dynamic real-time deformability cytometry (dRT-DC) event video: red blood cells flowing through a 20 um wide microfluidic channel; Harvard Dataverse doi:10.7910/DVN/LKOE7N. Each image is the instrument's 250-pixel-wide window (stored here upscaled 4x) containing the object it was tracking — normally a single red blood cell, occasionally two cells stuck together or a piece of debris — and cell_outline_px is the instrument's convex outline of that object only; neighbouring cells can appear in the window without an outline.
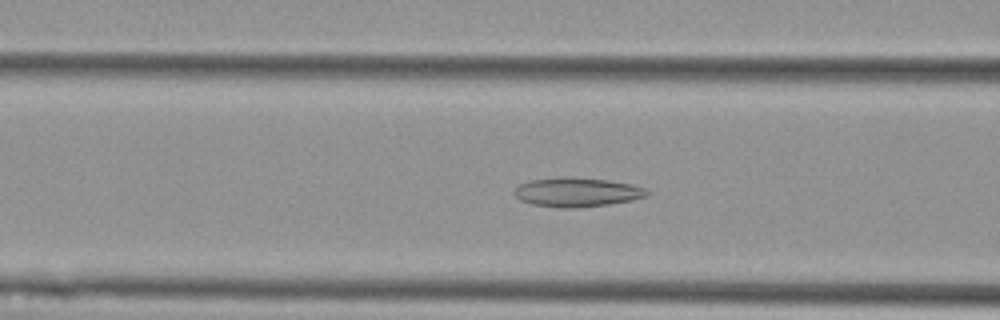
{"species": "Egyptian fruit bat (a non-hibernating species)", "species_latin": "Rousettus aegyptiacus", "temperature_condition": "cold", "stored_images_in_passage": 48, "camera_frame_rate_fps": 3000, "um_per_image_px": 0.085, "animal": {"sex": "female"}, "frame": {"image": 1, "passage_image": 21, "time_ms": 6.667, "image_size_px": [1000, 320], "cell_outline_px": [[648, 196], [632, 200], [608, 204], [576, 208], [564, 208], [532, 204], [520, 200], [512, 192], [520, 184], [532, 180], [608, 180], [632, 184], [644, 188], [648, 192]], "centroid_in_image_um": [49.08, 16.39], "position_along_channel_um": 117.5, "area_um2": 21.39}}
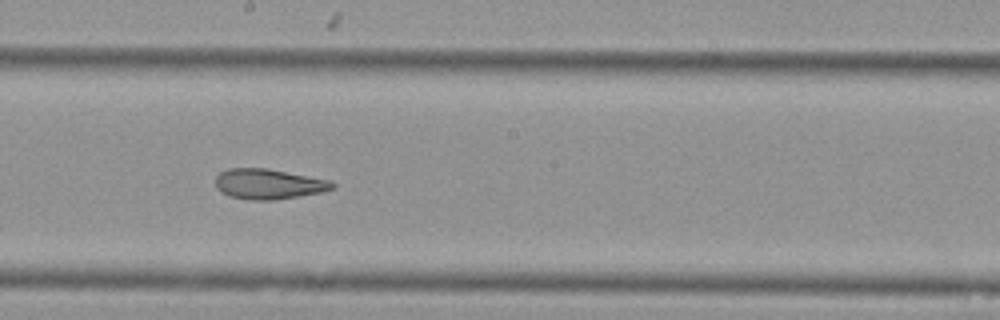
{"frame": {"image": 2, "passage_image": 30, "time_ms": 9.667, "image_size_px": [1000, 320], "cell_outline_px": [[336, 188], [320, 192], [300, 196], [276, 200], [248, 200], [228, 196], [220, 192], [216, 188], [216, 176], [220, 172], [228, 168], [268, 168], [328, 180], [336, 184]], "centroid_in_image_um": [22.8, 15.65], "position_along_channel_um": 225.4, "area_um2": 20.75}}
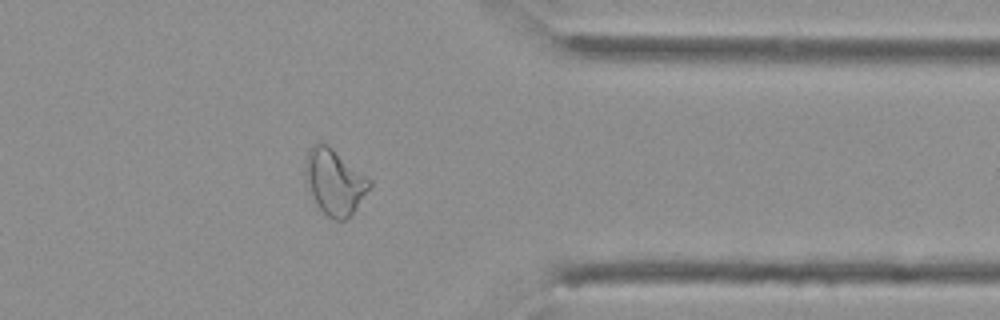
{"frame": {"image": 3, "passage_image": 44, "time_ms": 14.333, "image_size_px": [1000, 320], "cell_outline_px": [[372, 184], [352, 212], [344, 220], [332, 220], [316, 204], [304, 180], [304, 156], [308, 148], [316, 140], [320, 140], [328, 144], [372, 180]], "centroid_in_image_um": [28.36, 15.37], "position_along_channel_um": 383.0, "area_um2": 24.85}}